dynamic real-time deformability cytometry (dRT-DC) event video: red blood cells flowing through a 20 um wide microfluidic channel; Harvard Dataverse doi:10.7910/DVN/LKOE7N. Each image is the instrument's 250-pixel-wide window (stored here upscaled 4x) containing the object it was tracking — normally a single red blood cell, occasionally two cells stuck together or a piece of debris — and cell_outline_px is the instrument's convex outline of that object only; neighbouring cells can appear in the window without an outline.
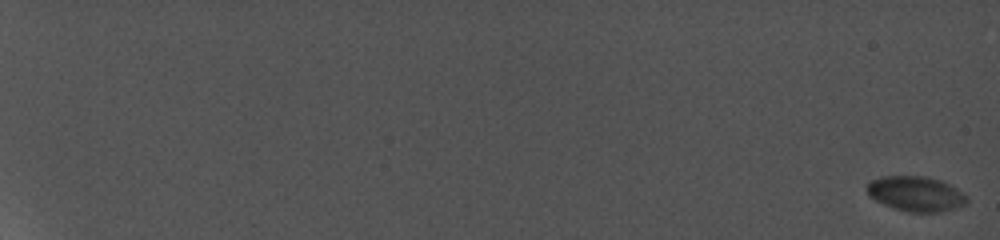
{"species": "common noctule bat (a hibernating species)", "species_latin": "Nyctalus noctula", "temperature_condition": "cold", "stored_images_in_passage": 14, "camera_frame_rate_fps": 5000, "um_per_image_px": 0.085, "animal": {"sex": "female", "body_mass_g": 19.0, "forearm_length_mm": 56.7}, "frame": {"image": 1, "passage_image": 1, "time_ms": 0.0, "image_size_px": [1000, 240], "cell_outline_px": [[968, 200], [964, 204], [940, 212], [908, 212], [892, 208], [868, 196], [864, 188], [872, 180], [880, 176], [924, 176], [940, 180], [956, 188], [968, 196]], "centroid_in_image_um": [77.8, 16.47], "position_along_channel_um": 7.2, "area_um2": 20.4}}
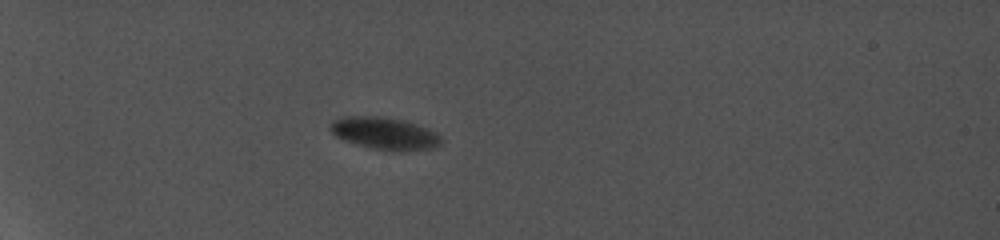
{"frame": {"image": 2, "passage_image": 9, "time_ms": 7.4, "image_size_px": [1000, 240], "cell_outline_px": [[444, 140], [440, 144], [432, 148], [404, 152], [396, 152], [372, 148], [344, 140], [336, 136], [328, 128], [332, 120], [340, 116], [384, 116], [404, 120], [428, 128], [436, 132]], "centroid_in_image_um": [32.71, 11.33], "position_along_channel_um": 52.3, "area_um2": 21.21}}
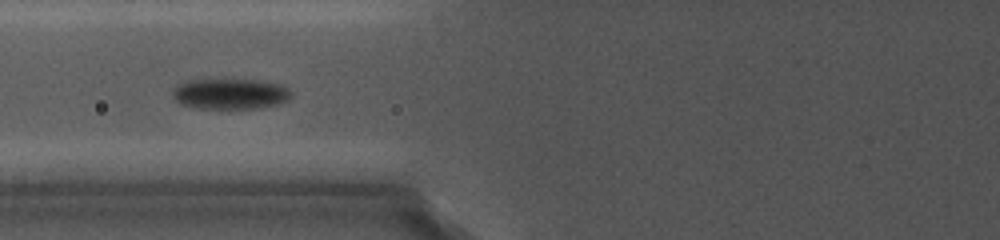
{"frame": {"image": 3, "passage_image": 12, "time_ms": 10.2, "image_size_px": [1000, 240], "cell_outline_px": [[292, 96], [288, 100], [280, 104], [260, 108], [200, 108], [180, 104], [172, 96], [172, 92], [176, 84], [184, 80], [260, 80], [280, 84], [288, 88], [292, 92]], "centroid_in_image_um": [19.58, 7.97], "position_along_channel_um": 106.2, "area_um2": 21.33}}